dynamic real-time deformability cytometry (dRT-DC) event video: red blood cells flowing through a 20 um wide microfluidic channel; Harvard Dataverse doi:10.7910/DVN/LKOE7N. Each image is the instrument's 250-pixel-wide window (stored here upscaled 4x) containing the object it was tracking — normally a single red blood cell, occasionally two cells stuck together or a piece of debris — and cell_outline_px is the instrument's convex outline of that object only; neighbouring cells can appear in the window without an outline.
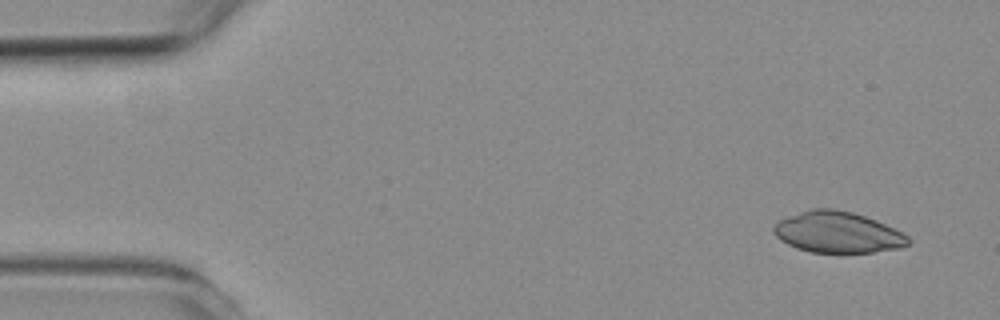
{"species": "common noctule bat (a hibernating species)", "species_latin": "Nyctalus noctula", "temperature_condition": "room temperature", "stored_images_in_passage": 4, "camera_frame_rate_fps": 3000, "um_per_image_px": 0.085, "animal": {"sex": "female", "body_mass_g": 19.3, "forearm_length_mm": 54.1}, "frame": {"image": 1, "passage_image": 1, "time_ms": 0.0, "image_size_px": [1000, 320], "cell_outline_px": [[908, 244], [900, 248], [872, 252], [812, 252], [796, 248], [780, 240], [776, 236], [772, 228], [780, 220], [812, 208], [832, 208], [852, 212], [876, 220], [908, 236]], "centroid_in_image_um": [71.18, 19.74], "position_along_channel_um": 13.8, "area_um2": 31.73}}